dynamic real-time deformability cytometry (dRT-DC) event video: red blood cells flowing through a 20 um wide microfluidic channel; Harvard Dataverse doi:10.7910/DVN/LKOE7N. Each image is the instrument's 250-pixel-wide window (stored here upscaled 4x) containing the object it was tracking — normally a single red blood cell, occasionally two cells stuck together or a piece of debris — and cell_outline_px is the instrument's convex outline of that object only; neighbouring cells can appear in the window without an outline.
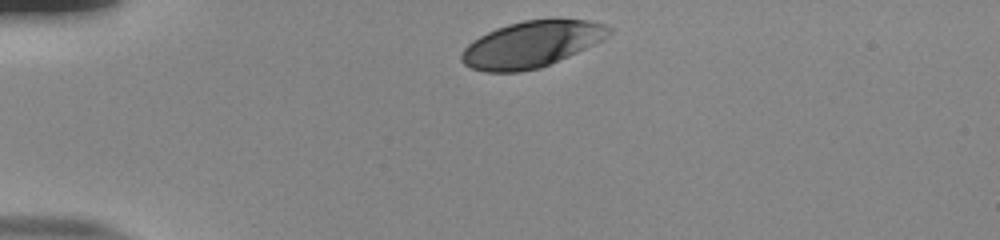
{"species": "human", "species_latin": "Homo sapiens", "temperature_condition": "room temperature", "stored_images_in_passage": 34, "camera_frame_rate_fps": 3000, "um_per_image_px": 0.085, "donor": {"sex": "male"}, "frame": {"image": 1, "passage_image": 1, "time_ms": 0.0, "image_size_px": [1000, 240], "cell_outline_px": [[612, 32], [608, 36], [568, 56], [540, 68], [520, 72], [484, 72], [472, 68], [464, 64], [460, 60], [460, 56], [464, 48], [472, 40], [496, 28], [508, 24], [524, 20], [552, 16], [556, 16], [588, 20], [604, 24], [612, 28]], "centroid_in_image_um": [45.18, 3.72], "position_along_channel_um": 39.8, "area_um2": 40.29}}
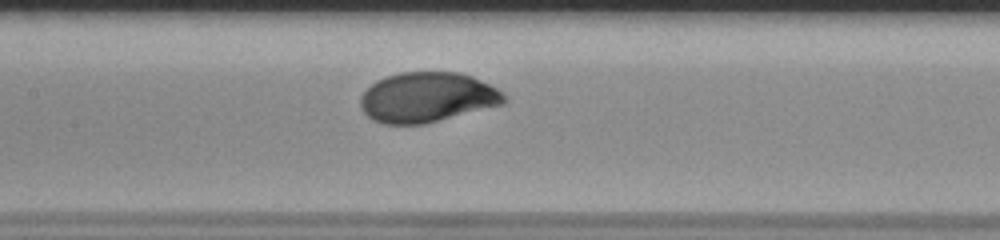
{"frame": {"image": 2, "passage_image": 15, "time_ms": 4.667, "image_size_px": [1000, 240], "cell_outline_px": [[508, 100], [504, 104], [424, 124], [384, 124], [372, 120], [364, 112], [360, 104], [360, 96], [376, 80], [400, 72], [460, 72], [472, 76], [496, 88]], "centroid_in_image_um": [36.3, 8.27], "position_along_channel_um": 171.1, "area_um2": 41.73}}
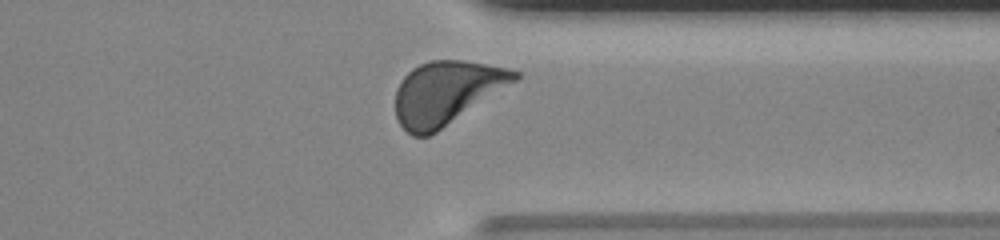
{"frame": {"image": 3, "passage_image": 31, "time_ms": 10.0, "image_size_px": [1000, 240], "cell_outline_px": [[520, 76], [516, 80], [436, 132], [428, 136], [412, 136], [396, 120], [396, 88], [404, 76], [412, 68], [420, 64], [432, 60], [464, 60], [508, 68], [520, 72]], "centroid_in_image_um": [37.91, 7.87], "position_along_channel_um": 373.5, "area_um2": 43.41}, "authors_computed_cell_mechanics": {"area_um2": 41.7316, "velocity_mm_per_s": 3.8181, "shape_relaxation_time_tau1_ms": 2.4246, "shape_relaxation_time_tau2_ms": null, "deformation_change_tau1": 0.166, "deformation_change_tau2": null}}